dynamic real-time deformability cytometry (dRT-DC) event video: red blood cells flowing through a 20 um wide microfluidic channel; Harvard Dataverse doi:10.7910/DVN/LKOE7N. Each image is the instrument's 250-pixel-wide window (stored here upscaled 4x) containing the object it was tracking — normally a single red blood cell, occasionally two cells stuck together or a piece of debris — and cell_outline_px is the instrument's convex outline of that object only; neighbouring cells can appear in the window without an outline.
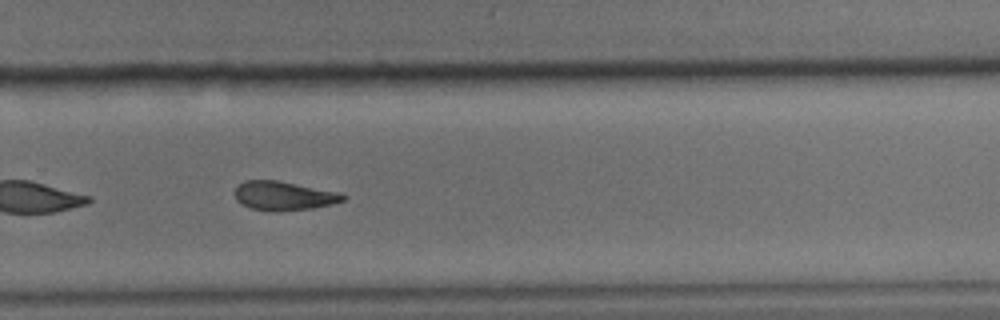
{"species": "common noctule bat (a hibernating species)", "species_latin": "Nyctalus noctula", "temperature_condition": "cold", "stored_images_in_passage": 43, "camera_frame_rate_fps": 3000, "um_per_image_px": 0.085, "animal": {"sex": "male", "body_mass_g": 15.6}, "frame": {"image": 1, "passage_image": 25, "time_ms": 8.0, "image_size_px": [1000, 320], "cell_outline_px": [[348, 196], [344, 200], [332, 204], [312, 208], [276, 212], [252, 208], [240, 204], [236, 200], [236, 188], [244, 180], [276, 180], [340, 192]], "centroid_in_image_um": [24.14, 16.64], "position_along_channel_um": 305.7, "area_um2": 18.26}}
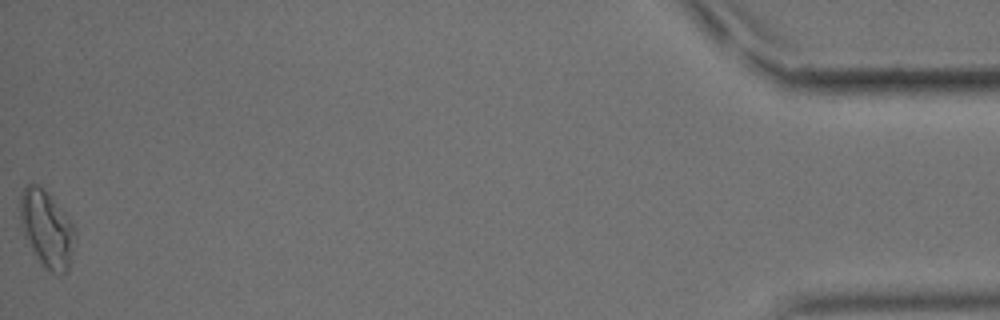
{"frame": {"image": 2, "passage_image": 43, "time_ms": 14.0, "image_size_px": [1000, 320], "cell_outline_px": [[76, 232], [68, 268], [60, 276], [52, 272], [40, 260], [24, 236], [20, 224], [20, 196], [24, 188], [28, 184], [36, 184], [44, 188], [48, 192], [72, 224]], "centroid_in_image_um": [3.96, 19.41], "position_along_channel_um": 431.2, "area_um2": 23.93}, "authors_computed_cell_mechanics": {"area_um2": 19.1318, "velocity_mm_per_s": 3.5648, "shape_relaxation_time_tau1_ms": null, "shape_relaxation_time_tau2_ms": 10.6279, "deformation_change_tau1": null, "deformation_change_tau2": 0.2234}}